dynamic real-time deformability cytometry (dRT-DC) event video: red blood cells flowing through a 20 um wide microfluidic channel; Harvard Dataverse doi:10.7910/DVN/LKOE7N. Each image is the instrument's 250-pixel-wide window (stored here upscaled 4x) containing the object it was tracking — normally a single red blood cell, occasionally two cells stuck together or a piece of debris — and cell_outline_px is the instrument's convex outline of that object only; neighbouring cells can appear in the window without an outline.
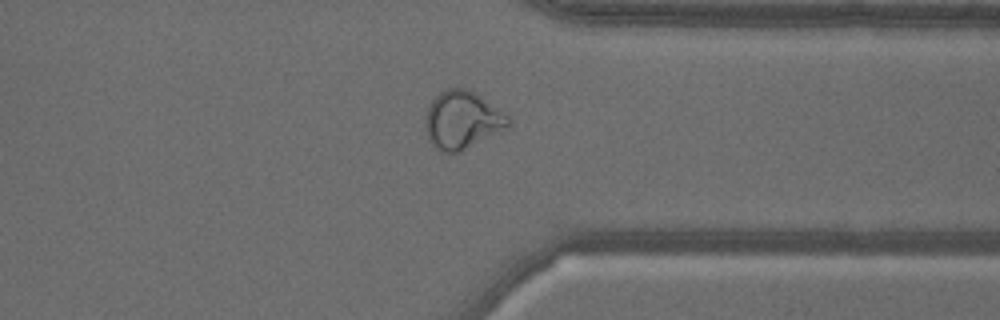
{"species": "common noctule bat (a hibernating species)", "species_latin": "Nyctalus noctula", "temperature_condition": "warm", "stored_images_in_passage": 48, "camera_frame_rate_fps": 3000, "um_per_image_px": 0.085, "animal": {"sex": "male", "body_mass_g": 18.8}, "frame": {"image": 1, "passage_image": 35, "time_ms": 11.333, "image_size_px": [1000, 320], "cell_outline_px": [[512, 124], [508, 128], [460, 152], [440, 152], [428, 140], [424, 124], [424, 120], [428, 108], [432, 100], [440, 92], [448, 88], [468, 88], [508, 112], [512, 120]], "centroid_in_image_um": [39.34, 10.19], "position_along_channel_um": 372.1, "area_um2": 28.61}}
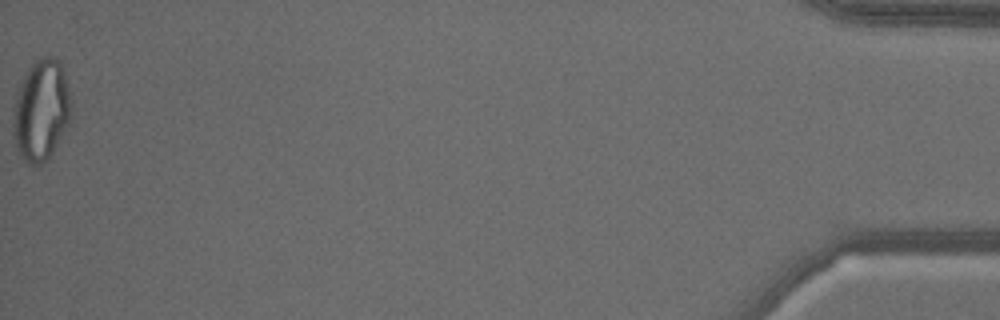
{"frame": {"image": 2, "passage_image": 48, "time_ms": 15.667, "image_size_px": [1000, 320], "cell_outline_px": [[72, 104], [68, 124], [52, 152], [40, 164], [28, 164], [20, 156], [16, 148], [12, 132], [12, 112], [16, 96], [20, 84], [28, 68], [36, 60], [44, 56], [56, 56], [60, 60], [64, 72]], "centroid_in_image_um": [3.48, 9.34], "position_along_channel_um": 431.7, "area_um2": 34.28}, "authors_computed_cell_mechanics": {"area_um2": 28.4954, "velocity_mm_per_s": 3.5777, "shape_relaxation_time_tau1_ms": null, "shape_relaxation_time_tau2_ms": 1.4953, "deformation_change_tau1": null, "deformation_change_tau2": 0.0752}}